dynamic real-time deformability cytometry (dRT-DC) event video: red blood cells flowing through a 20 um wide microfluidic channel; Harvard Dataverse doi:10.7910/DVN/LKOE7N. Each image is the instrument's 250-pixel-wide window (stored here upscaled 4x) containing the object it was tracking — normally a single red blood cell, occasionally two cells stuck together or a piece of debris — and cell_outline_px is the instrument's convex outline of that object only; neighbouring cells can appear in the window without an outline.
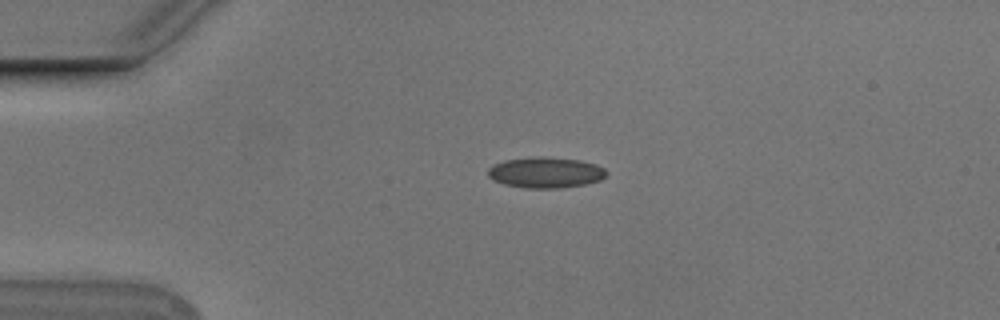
{"species": "Egyptian fruit bat (a non-hibernating species)", "species_latin": "Rousettus aegyptiacus", "temperature_condition": "cold", "stored_images_in_passage": 43, "camera_frame_rate_fps": 3000, "um_per_image_px": 0.085, "animal": {"sex": "male"}, "frame": {"image": 1, "passage_image": 1, "time_ms": 0.0, "image_size_px": [1000, 320], "cell_outline_px": [[608, 172], [600, 180], [588, 184], [560, 188], [524, 188], [504, 184], [492, 180], [488, 176], [488, 168], [492, 164], [504, 160], [540, 156], [544, 156], [580, 160], [596, 164], [604, 168]], "centroid_in_image_um": [46.36, 14.66], "position_along_channel_um": 38.6, "area_um2": 21.5}}
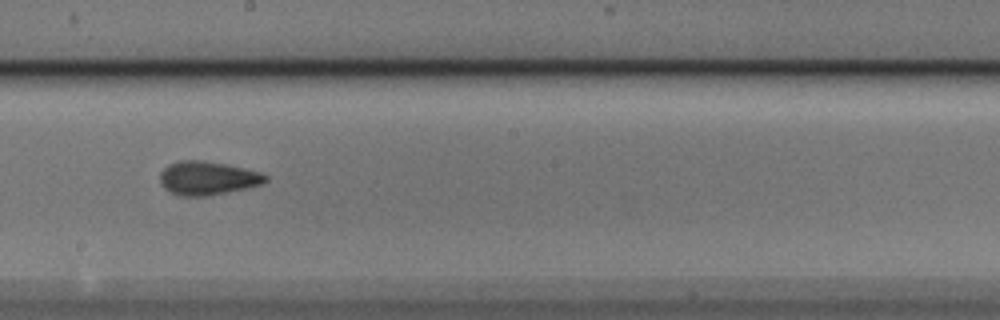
{"frame": {"image": 2, "passage_image": 19, "time_ms": 6.0, "image_size_px": [1000, 320], "cell_outline_px": [[268, 180], [264, 184], [248, 188], [208, 196], [180, 196], [168, 192], [160, 184], [160, 172], [168, 164], [180, 160], [200, 160], [228, 164], [260, 172], [268, 176]], "centroid_in_image_um": [17.64, 15.15], "position_along_channel_um": 230.6, "area_um2": 21.04}}
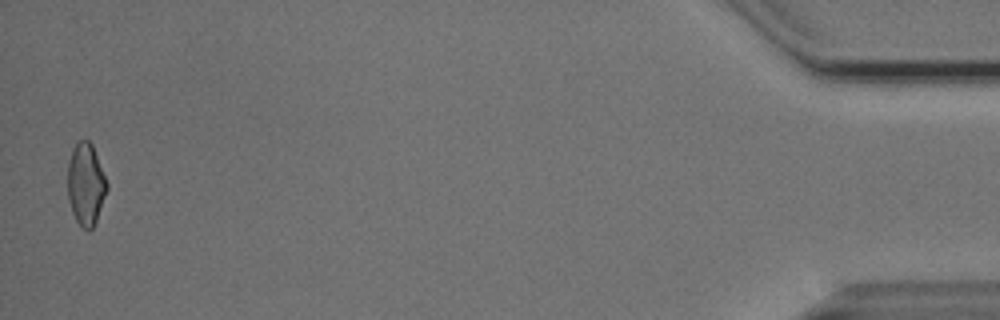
{"frame": {"image": 3, "passage_image": 42, "time_ms": 13.667, "image_size_px": [1000, 320], "cell_outline_px": [[108, 188], [96, 220], [92, 228], [88, 232], [76, 220], [72, 212], [68, 200], [68, 164], [72, 148], [80, 140], [88, 140], [92, 144], [108, 184]], "centroid_in_image_um": [7.29, 15.66], "position_along_channel_um": 427.9, "area_um2": 18.61}, "authors_computed_cell_mechanics": {"area_um2": 19.7098, "velocity_mm_per_s": 3.7674, "shape_relaxation_time_tau1_ms": 5.3751, "shape_relaxation_time_tau2_ms": 2.007, "deformation_change_tau1": 0.1297, "deformation_change_tau2": 0.0754}}